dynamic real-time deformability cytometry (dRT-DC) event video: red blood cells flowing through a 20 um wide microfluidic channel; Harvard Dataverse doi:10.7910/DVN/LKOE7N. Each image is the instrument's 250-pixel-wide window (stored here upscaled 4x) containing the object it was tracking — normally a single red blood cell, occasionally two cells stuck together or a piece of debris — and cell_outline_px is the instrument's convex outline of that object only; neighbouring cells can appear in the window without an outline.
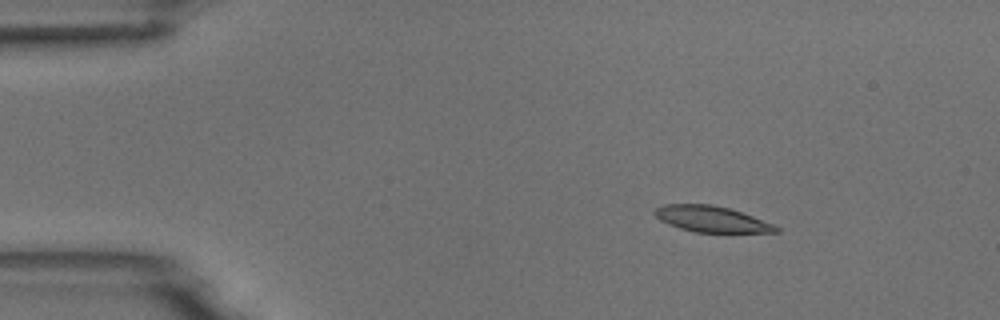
{"species": "common noctule bat (a hibernating species)", "species_latin": "Nyctalus noctula", "temperature_condition": "room temperature", "stored_images_in_passage": 6, "camera_frame_rate_fps": 3000, "um_per_image_px": 0.085, "animal": {"sex": "male", "body_mass_g": 18.8}, "frame": {"image": 1, "passage_image": 3, "time_ms": 2.333, "image_size_px": [1000, 320], "cell_outline_px": [[780, 232], [696, 232], [680, 228], [668, 224], [660, 220], [652, 212], [656, 208], [664, 204], [712, 204], [728, 208], [776, 224], [780, 228]], "centroid_in_image_um": [60.49, 18.62], "position_along_channel_um": 24.5, "area_um2": 18.32}}
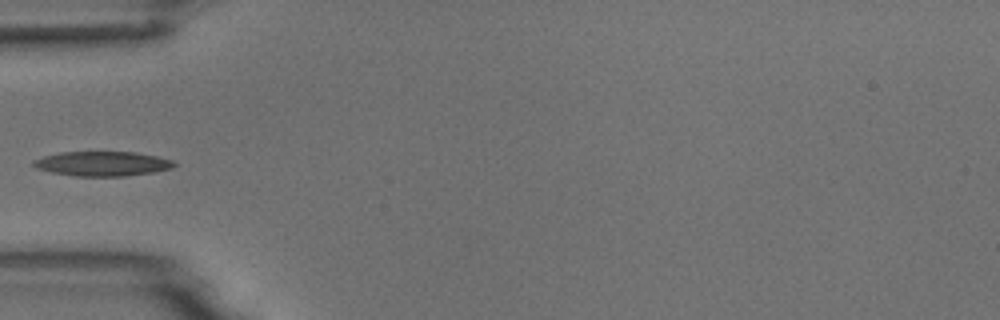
{"frame": {"image": 2, "passage_image": 6, "time_ms": 5.667, "image_size_px": [1000, 320], "cell_outline_px": [[176, 164], [172, 168], [152, 172], [124, 176], [76, 176], [52, 172], [36, 168], [32, 164], [32, 160], [44, 156], [60, 152], [136, 152], [156, 156], [172, 160]], "centroid_in_image_um": [8.68, 13.91], "position_along_channel_um": 76.3, "area_um2": 20.06}}